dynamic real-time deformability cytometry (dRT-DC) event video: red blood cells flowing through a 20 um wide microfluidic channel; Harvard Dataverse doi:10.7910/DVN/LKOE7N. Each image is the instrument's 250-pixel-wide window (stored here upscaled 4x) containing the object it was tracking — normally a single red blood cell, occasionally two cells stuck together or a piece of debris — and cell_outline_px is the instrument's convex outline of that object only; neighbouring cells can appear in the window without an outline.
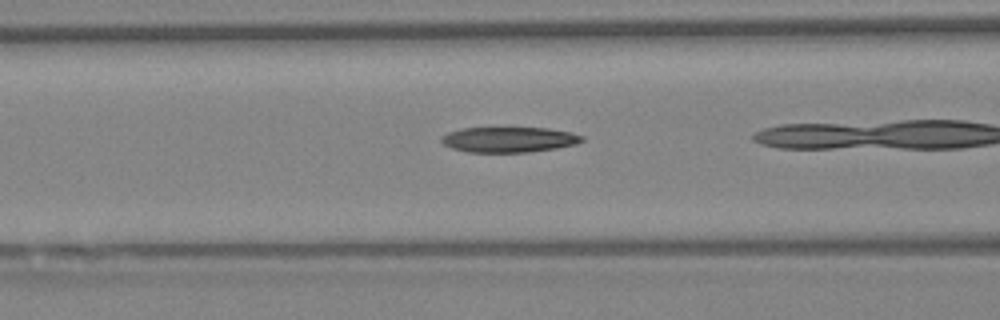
{"species": "Egyptian fruit bat (a non-hibernating species)", "species_latin": "Rousettus aegyptiacus", "temperature_condition": "warm", "stored_images_in_passage": 42, "camera_frame_rate_fps": 3000, "um_per_image_px": 0.085, "animal": {"sex": "female"}, "frame": {"image": 1, "passage_image": 20, "time_ms": 6.333, "image_size_px": [1000, 320], "cell_outline_px": [[584, 140], [576, 144], [556, 148], [524, 152], [468, 152], [452, 148], [444, 144], [440, 140], [440, 136], [448, 132], [460, 128], [548, 128], [572, 132], [584, 136]], "centroid_in_image_um": [43.25, 11.86], "position_along_channel_um": 123.3, "area_um2": 20.81}}
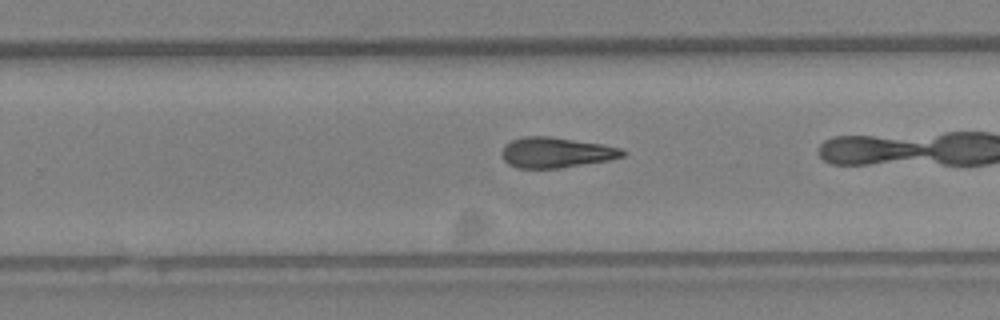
{"frame": {"image": 2, "passage_image": 34, "time_ms": 11.0, "image_size_px": [1000, 320], "cell_outline_px": [[628, 152], [624, 156], [608, 160], [556, 168], [516, 168], [508, 164], [504, 160], [504, 144], [512, 140], [524, 136], [552, 136], [604, 144], [620, 148]], "centroid_in_image_um": [47.29, 12.95], "position_along_channel_um": 282.5, "area_um2": 21.33}}